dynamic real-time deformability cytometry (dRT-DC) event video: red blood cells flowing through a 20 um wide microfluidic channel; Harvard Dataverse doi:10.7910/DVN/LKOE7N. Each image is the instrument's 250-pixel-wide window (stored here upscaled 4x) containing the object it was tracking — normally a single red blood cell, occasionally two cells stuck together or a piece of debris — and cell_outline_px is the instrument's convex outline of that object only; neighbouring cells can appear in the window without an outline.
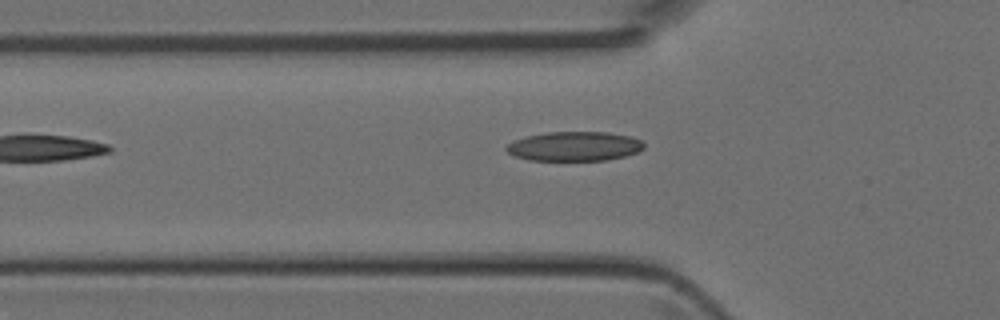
{"species": "Egyptian fruit bat (a non-hibernating species)", "species_latin": "Rousettus aegyptiacus", "temperature_condition": "room temperature", "stored_images_in_passage": 4, "camera_frame_rate_fps": 3000, "um_per_image_px": 0.085, "animal": {"sex": "female"}, "frame": {"image": 1, "passage_image": 4, "time_ms": 1.0, "image_size_px": [1000, 320], "cell_outline_px": [[644, 148], [636, 152], [624, 156], [604, 160], [528, 160], [512, 156], [504, 148], [512, 140], [524, 136], [548, 132], [608, 132], [632, 136], [640, 140], [644, 144]], "centroid_in_image_um": [48.77, 12.43], "position_along_channel_um": 77.0, "area_um2": 23.7}}